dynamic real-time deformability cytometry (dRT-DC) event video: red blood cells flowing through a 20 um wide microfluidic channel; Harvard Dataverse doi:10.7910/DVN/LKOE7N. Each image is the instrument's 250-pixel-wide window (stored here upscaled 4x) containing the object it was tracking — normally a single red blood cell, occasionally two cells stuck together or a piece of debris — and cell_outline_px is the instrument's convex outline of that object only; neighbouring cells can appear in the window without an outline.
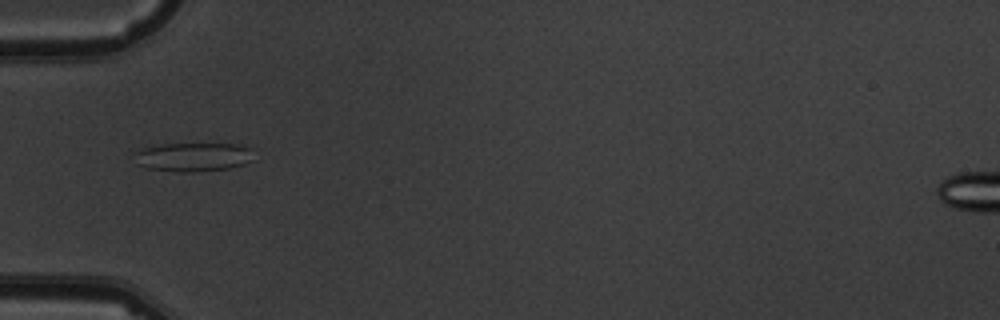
{"species": "common noctule bat (a hibernating species)", "species_latin": "Nyctalus noctula", "temperature_condition": "warm", "stored_images_in_passage": 8, "camera_frame_rate_fps": 3000, "um_per_image_px": 0.085, "animal": {"sex": "male", "body_mass_g": 19.5, "forearm_length_mm": 54.6}, "frame": {"image": 1, "passage_image": 6, "time_ms": 5.667, "image_size_px": [1000, 320], "cell_outline_px": [[256, 160], [244, 164], [228, 168], [192, 172], [180, 172], [148, 168], [136, 164], [132, 152], [140, 148], [160, 144], [236, 144], [252, 148]], "centroid_in_image_um": [16.42, 13.33], "position_along_channel_um": 68.6, "area_um2": 20.46}}
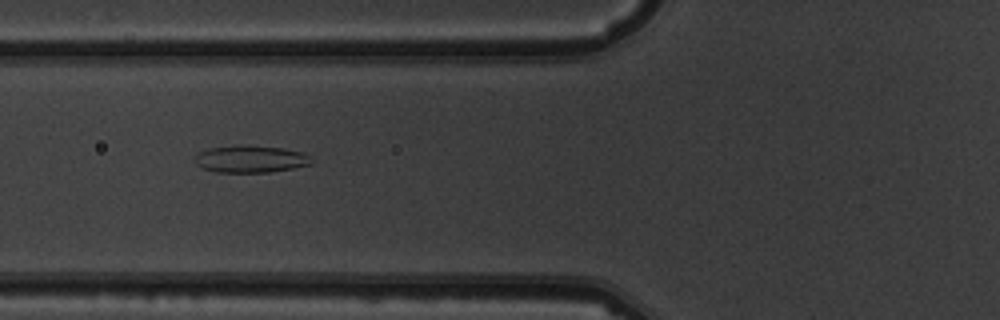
{"frame": {"image": 2, "passage_image": 7, "time_ms": 6.667, "image_size_px": [1000, 320], "cell_outline_px": [[312, 164], [272, 172], [216, 172], [204, 168], [196, 164], [196, 152], [208, 148], [232, 144], [244, 144], [284, 148], [304, 152], [312, 156]], "centroid_in_image_um": [21.32, 13.49], "position_along_channel_um": 104.5, "area_um2": 18.9}}
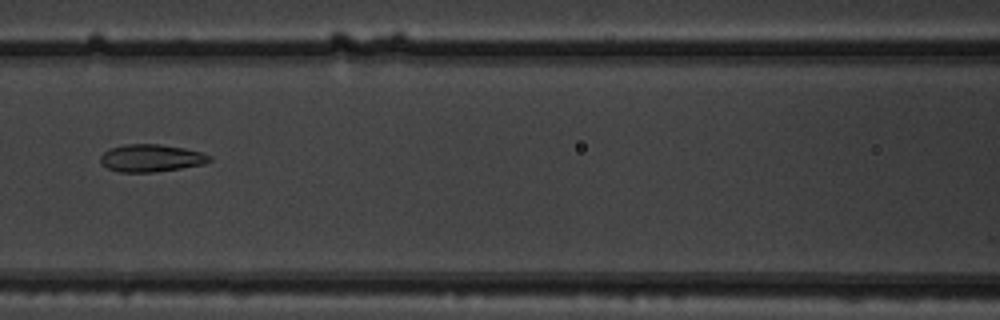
{"frame": {"image": 3, "passage_image": 8, "time_ms": 8.0, "image_size_px": [1000, 320], "cell_outline_px": [[212, 160], [204, 164], [180, 168], [152, 172], [120, 172], [108, 168], [100, 164], [100, 156], [108, 148], [124, 144], [160, 144], [184, 148], [200, 152], [212, 156]], "centroid_in_image_um": [12.82, 13.43], "position_along_channel_um": 153.8, "area_um2": 17.51}}